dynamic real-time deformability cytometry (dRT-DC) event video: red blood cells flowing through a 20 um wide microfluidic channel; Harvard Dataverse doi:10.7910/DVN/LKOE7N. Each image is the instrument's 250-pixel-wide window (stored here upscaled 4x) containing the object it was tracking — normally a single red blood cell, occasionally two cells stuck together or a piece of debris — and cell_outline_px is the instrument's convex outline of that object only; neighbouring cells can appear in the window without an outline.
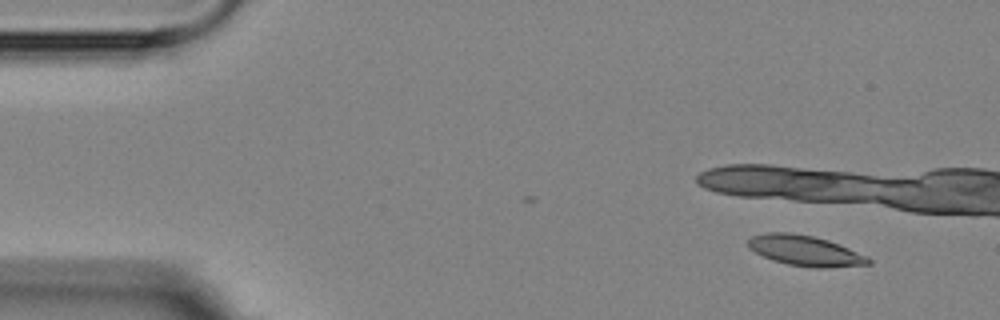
{"species": "Egyptian fruit bat (a non-hibernating species)", "species_latin": "Rousettus aegyptiacus", "temperature_condition": "room temperature", "stored_images_in_passage": 5, "camera_frame_rate_fps": 3000, "um_per_image_px": 0.085, "animal": {"sex": "female"}, "frame": {"image": 1, "passage_image": 2, "time_ms": 1.333, "image_size_px": [1000, 320], "cell_outline_px": [[872, 264], [824, 268], [812, 268], [788, 264], [772, 260], [748, 248], [748, 240], [752, 236], [768, 232], [788, 232], [812, 236], [828, 240], [868, 256], [872, 260]], "centroid_in_image_um": [68.45, 21.31], "position_along_channel_um": 16.5, "area_um2": 21.27}}